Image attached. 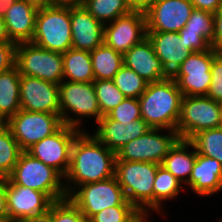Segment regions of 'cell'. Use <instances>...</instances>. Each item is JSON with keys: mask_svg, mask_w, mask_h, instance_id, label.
Instances as JSON below:
<instances>
[{"mask_svg": "<svg viewBox=\"0 0 222 222\" xmlns=\"http://www.w3.org/2000/svg\"><path fill=\"white\" fill-rule=\"evenodd\" d=\"M114 84L126 98H139L148 82L135 71L123 65L113 78Z\"/></svg>", "mask_w": 222, "mask_h": 222, "instance_id": "obj_33", "label": "cell"}, {"mask_svg": "<svg viewBox=\"0 0 222 222\" xmlns=\"http://www.w3.org/2000/svg\"><path fill=\"white\" fill-rule=\"evenodd\" d=\"M22 150L11 130L0 126V178H7L13 171Z\"/></svg>", "mask_w": 222, "mask_h": 222, "instance_id": "obj_30", "label": "cell"}, {"mask_svg": "<svg viewBox=\"0 0 222 222\" xmlns=\"http://www.w3.org/2000/svg\"><path fill=\"white\" fill-rule=\"evenodd\" d=\"M82 222H92L90 219H84Z\"/></svg>", "mask_w": 222, "mask_h": 222, "instance_id": "obj_54", "label": "cell"}, {"mask_svg": "<svg viewBox=\"0 0 222 222\" xmlns=\"http://www.w3.org/2000/svg\"><path fill=\"white\" fill-rule=\"evenodd\" d=\"M59 107L63 124L80 131H86L82 127L87 118L97 123L102 117L93 82L63 80L59 84Z\"/></svg>", "mask_w": 222, "mask_h": 222, "instance_id": "obj_5", "label": "cell"}, {"mask_svg": "<svg viewBox=\"0 0 222 222\" xmlns=\"http://www.w3.org/2000/svg\"><path fill=\"white\" fill-rule=\"evenodd\" d=\"M123 63L148 83L170 77L161 60L156 56L153 44L148 37H145L123 55Z\"/></svg>", "mask_w": 222, "mask_h": 222, "instance_id": "obj_21", "label": "cell"}, {"mask_svg": "<svg viewBox=\"0 0 222 222\" xmlns=\"http://www.w3.org/2000/svg\"><path fill=\"white\" fill-rule=\"evenodd\" d=\"M194 9L215 13L221 6L222 0H191Z\"/></svg>", "mask_w": 222, "mask_h": 222, "instance_id": "obj_42", "label": "cell"}, {"mask_svg": "<svg viewBox=\"0 0 222 222\" xmlns=\"http://www.w3.org/2000/svg\"><path fill=\"white\" fill-rule=\"evenodd\" d=\"M82 0H48V3L74 4L81 3Z\"/></svg>", "mask_w": 222, "mask_h": 222, "instance_id": "obj_47", "label": "cell"}, {"mask_svg": "<svg viewBox=\"0 0 222 222\" xmlns=\"http://www.w3.org/2000/svg\"><path fill=\"white\" fill-rule=\"evenodd\" d=\"M221 107L207 96H183L176 127L180 139L189 140L199 131L221 127Z\"/></svg>", "mask_w": 222, "mask_h": 222, "instance_id": "obj_9", "label": "cell"}, {"mask_svg": "<svg viewBox=\"0 0 222 222\" xmlns=\"http://www.w3.org/2000/svg\"><path fill=\"white\" fill-rule=\"evenodd\" d=\"M214 14V37L211 47L222 52V6Z\"/></svg>", "mask_w": 222, "mask_h": 222, "instance_id": "obj_41", "label": "cell"}, {"mask_svg": "<svg viewBox=\"0 0 222 222\" xmlns=\"http://www.w3.org/2000/svg\"><path fill=\"white\" fill-rule=\"evenodd\" d=\"M183 188L184 186L160 165L153 186V213L165 216V201H174L179 194L181 195L185 191Z\"/></svg>", "mask_w": 222, "mask_h": 222, "instance_id": "obj_27", "label": "cell"}, {"mask_svg": "<svg viewBox=\"0 0 222 222\" xmlns=\"http://www.w3.org/2000/svg\"><path fill=\"white\" fill-rule=\"evenodd\" d=\"M18 222H53L52 221V204L50 208L43 214L34 215L32 217L24 218Z\"/></svg>", "mask_w": 222, "mask_h": 222, "instance_id": "obj_45", "label": "cell"}, {"mask_svg": "<svg viewBox=\"0 0 222 222\" xmlns=\"http://www.w3.org/2000/svg\"><path fill=\"white\" fill-rule=\"evenodd\" d=\"M194 6L191 0H157L145 12L147 32H179Z\"/></svg>", "mask_w": 222, "mask_h": 222, "instance_id": "obj_16", "label": "cell"}, {"mask_svg": "<svg viewBox=\"0 0 222 222\" xmlns=\"http://www.w3.org/2000/svg\"><path fill=\"white\" fill-rule=\"evenodd\" d=\"M80 132L77 128L63 125L53 135L34 144L27 152L42 163L53 167L64 177L70 166L73 142Z\"/></svg>", "mask_w": 222, "mask_h": 222, "instance_id": "obj_13", "label": "cell"}, {"mask_svg": "<svg viewBox=\"0 0 222 222\" xmlns=\"http://www.w3.org/2000/svg\"><path fill=\"white\" fill-rule=\"evenodd\" d=\"M8 217L5 178H0V219Z\"/></svg>", "mask_w": 222, "mask_h": 222, "instance_id": "obj_44", "label": "cell"}, {"mask_svg": "<svg viewBox=\"0 0 222 222\" xmlns=\"http://www.w3.org/2000/svg\"><path fill=\"white\" fill-rule=\"evenodd\" d=\"M8 216L16 221L46 212L53 201L43 192L15 185L5 178Z\"/></svg>", "mask_w": 222, "mask_h": 222, "instance_id": "obj_18", "label": "cell"}, {"mask_svg": "<svg viewBox=\"0 0 222 222\" xmlns=\"http://www.w3.org/2000/svg\"><path fill=\"white\" fill-rule=\"evenodd\" d=\"M0 222H18V221H16L15 219L10 218L8 216V217L0 219Z\"/></svg>", "mask_w": 222, "mask_h": 222, "instance_id": "obj_49", "label": "cell"}, {"mask_svg": "<svg viewBox=\"0 0 222 222\" xmlns=\"http://www.w3.org/2000/svg\"><path fill=\"white\" fill-rule=\"evenodd\" d=\"M88 131H81L71 148L70 166L64 176L67 197L82 184L115 176L116 154Z\"/></svg>", "mask_w": 222, "mask_h": 222, "instance_id": "obj_1", "label": "cell"}, {"mask_svg": "<svg viewBox=\"0 0 222 222\" xmlns=\"http://www.w3.org/2000/svg\"><path fill=\"white\" fill-rule=\"evenodd\" d=\"M131 11L147 12L157 0H125Z\"/></svg>", "mask_w": 222, "mask_h": 222, "instance_id": "obj_43", "label": "cell"}, {"mask_svg": "<svg viewBox=\"0 0 222 222\" xmlns=\"http://www.w3.org/2000/svg\"><path fill=\"white\" fill-rule=\"evenodd\" d=\"M189 189L198 197H212L222 190V165L205 155H196L189 178Z\"/></svg>", "mask_w": 222, "mask_h": 222, "instance_id": "obj_22", "label": "cell"}, {"mask_svg": "<svg viewBox=\"0 0 222 222\" xmlns=\"http://www.w3.org/2000/svg\"><path fill=\"white\" fill-rule=\"evenodd\" d=\"M20 109L28 112H46L60 115L59 85L21 75Z\"/></svg>", "mask_w": 222, "mask_h": 222, "instance_id": "obj_17", "label": "cell"}, {"mask_svg": "<svg viewBox=\"0 0 222 222\" xmlns=\"http://www.w3.org/2000/svg\"><path fill=\"white\" fill-rule=\"evenodd\" d=\"M93 84L102 116L107 115L126 98L113 80H94Z\"/></svg>", "mask_w": 222, "mask_h": 222, "instance_id": "obj_32", "label": "cell"}, {"mask_svg": "<svg viewBox=\"0 0 222 222\" xmlns=\"http://www.w3.org/2000/svg\"><path fill=\"white\" fill-rule=\"evenodd\" d=\"M31 42L59 53L72 48L70 4L41 3Z\"/></svg>", "mask_w": 222, "mask_h": 222, "instance_id": "obj_3", "label": "cell"}, {"mask_svg": "<svg viewBox=\"0 0 222 222\" xmlns=\"http://www.w3.org/2000/svg\"><path fill=\"white\" fill-rule=\"evenodd\" d=\"M20 185L45 193L53 202L67 198L64 177L53 167L22 151L13 171L7 177Z\"/></svg>", "mask_w": 222, "mask_h": 222, "instance_id": "obj_6", "label": "cell"}, {"mask_svg": "<svg viewBox=\"0 0 222 222\" xmlns=\"http://www.w3.org/2000/svg\"><path fill=\"white\" fill-rule=\"evenodd\" d=\"M211 84L207 92V97L215 102H222V52H218L212 61Z\"/></svg>", "mask_w": 222, "mask_h": 222, "instance_id": "obj_38", "label": "cell"}, {"mask_svg": "<svg viewBox=\"0 0 222 222\" xmlns=\"http://www.w3.org/2000/svg\"><path fill=\"white\" fill-rule=\"evenodd\" d=\"M8 1H13V0H0V5H1L2 3L8 2Z\"/></svg>", "mask_w": 222, "mask_h": 222, "instance_id": "obj_52", "label": "cell"}, {"mask_svg": "<svg viewBox=\"0 0 222 222\" xmlns=\"http://www.w3.org/2000/svg\"><path fill=\"white\" fill-rule=\"evenodd\" d=\"M118 122H131L141 118L139 99L125 98L119 105L107 114Z\"/></svg>", "mask_w": 222, "mask_h": 222, "instance_id": "obj_37", "label": "cell"}, {"mask_svg": "<svg viewBox=\"0 0 222 222\" xmlns=\"http://www.w3.org/2000/svg\"><path fill=\"white\" fill-rule=\"evenodd\" d=\"M16 46L12 41L0 42V73L15 66Z\"/></svg>", "mask_w": 222, "mask_h": 222, "instance_id": "obj_39", "label": "cell"}, {"mask_svg": "<svg viewBox=\"0 0 222 222\" xmlns=\"http://www.w3.org/2000/svg\"><path fill=\"white\" fill-rule=\"evenodd\" d=\"M5 125L11 130L22 151H27L40 140L53 135L64 124L60 115L19 110Z\"/></svg>", "mask_w": 222, "mask_h": 222, "instance_id": "obj_10", "label": "cell"}, {"mask_svg": "<svg viewBox=\"0 0 222 222\" xmlns=\"http://www.w3.org/2000/svg\"><path fill=\"white\" fill-rule=\"evenodd\" d=\"M42 3H48V0H39Z\"/></svg>", "mask_w": 222, "mask_h": 222, "instance_id": "obj_55", "label": "cell"}, {"mask_svg": "<svg viewBox=\"0 0 222 222\" xmlns=\"http://www.w3.org/2000/svg\"><path fill=\"white\" fill-rule=\"evenodd\" d=\"M84 215H93L114 206H133L115 176L104 181L82 184L67 197Z\"/></svg>", "mask_w": 222, "mask_h": 222, "instance_id": "obj_7", "label": "cell"}, {"mask_svg": "<svg viewBox=\"0 0 222 222\" xmlns=\"http://www.w3.org/2000/svg\"><path fill=\"white\" fill-rule=\"evenodd\" d=\"M84 219L81 211L68 198L52 203L53 222H82Z\"/></svg>", "mask_w": 222, "mask_h": 222, "instance_id": "obj_36", "label": "cell"}, {"mask_svg": "<svg viewBox=\"0 0 222 222\" xmlns=\"http://www.w3.org/2000/svg\"><path fill=\"white\" fill-rule=\"evenodd\" d=\"M72 48L91 52L104 43V24L81 3L70 4Z\"/></svg>", "mask_w": 222, "mask_h": 222, "instance_id": "obj_20", "label": "cell"}, {"mask_svg": "<svg viewBox=\"0 0 222 222\" xmlns=\"http://www.w3.org/2000/svg\"><path fill=\"white\" fill-rule=\"evenodd\" d=\"M220 107H221V113H220V115H221V126H222V102L220 103Z\"/></svg>", "mask_w": 222, "mask_h": 222, "instance_id": "obj_51", "label": "cell"}, {"mask_svg": "<svg viewBox=\"0 0 222 222\" xmlns=\"http://www.w3.org/2000/svg\"><path fill=\"white\" fill-rule=\"evenodd\" d=\"M147 37L153 44L156 56L170 76L192 53L178 32H147Z\"/></svg>", "mask_w": 222, "mask_h": 222, "instance_id": "obj_23", "label": "cell"}, {"mask_svg": "<svg viewBox=\"0 0 222 222\" xmlns=\"http://www.w3.org/2000/svg\"><path fill=\"white\" fill-rule=\"evenodd\" d=\"M10 41L6 32L4 19L0 11V42Z\"/></svg>", "mask_w": 222, "mask_h": 222, "instance_id": "obj_46", "label": "cell"}, {"mask_svg": "<svg viewBox=\"0 0 222 222\" xmlns=\"http://www.w3.org/2000/svg\"><path fill=\"white\" fill-rule=\"evenodd\" d=\"M178 33L192 52L207 51L211 48V45L199 33L186 32L184 27Z\"/></svg>", "mask_w": 222, "mask_h": 222, "instance_id": "obj_40", "label": "cell"}, {"mask_svg": "<svg viewBox=\"0 0 222 222\" xmlns=\"http://www.w3.org/2000/svg\"><path fill=\"white\" fill-rule=\"evenodd\" d=\"M159 166L151 162L116 160L117 182L139 212L153 213V186Z\"/></svg>", "mask_w": 222, "mask_h": 222, "instance_id": "obj_4", "label": "cell"}, {"mask_svg": "<svg viewBox=\"0 0 222 222\" xmlns=\"http://www.w3.org/2000/svg\"><path fill=\"white\" fill-rule=\"evenodd\" d=\"M140 212L134 206H114L93 215L92 222H130Z\"/></svg>", "mask_w": 222, "mask_h": 222, "instance_id": "obj_35", "label": "cell"}, {"mask_svg": "<svg viewBox=\"0 0 222 222\" xmlns=\"http://www.w3.org/2000/svg\"><path fill=\"white\" fill-rule=\"evenodd\" d=\"M93 135L115 154L130 141L144 135L151 127L142 119L118 122L108 115L102 116L95 125Z\"/></svg>", "mask_w": 222, "mask_h": 222, "instance_id": "obj_19", "label": "cell"}, {"mask_svg": "<svg viewBox=\"0 0 222 222\" xmlns=\"http://www.w3.org/2000/svg\"><path fill=\"white\" fill-rule=\"evenodd\" d=\"M19 73L59 85L63 81L62 53L46 50L32 42L18 43L16 61Z\"/></svg>", "mask_w": 222, "mask_h": 222, "instance_id": "obj_8", "label": "cell"}, {"mask_svg": "<svg viewBox=\"0 0 222 222\" xmlns=\"http://www.w3.org/2000/svg\"><path fill=\"white\" fill-rule=\"evenodd\" d=\"M81 4L104 25L131 11L125 0H82Z\"/></svg>", "mask_w": 222, "mask_h": 222, "instance_id": "obj_29", "label": "cell"}, {"mask_svg": "<svg viewBox=\"0 0 222 222\" xmlns=\"http://www.w3.org/2000/svg\"><path fill=\"white\" fill-rule=\"evenodd\" d=\"M41 3L39 0H13L0 5L10 41L16 44L31 42Z\"/></svg>", "mask_w": 222, "mask_h": 222, "instance_id": "obj_14", "label": "cell"}, {"mask_svg": "<svg viewBox=\"0 0 222 222\" xmlns=\"http://www.w3.org/2000/svg\"><path fill=\"white\" fill-rule=\"evenodd\" d=\"M151 214H152V212H141V222L153 221L152 219H149V217L153 216Z\"/></svg>", "mask_w": 222, "mask_h": 222, "instance_id": "obj_48", "label": "cell"}, {"mask_svg": "<svg viewBox=\"0 0 222 222\" xmlns=\"http://www.w3.org/2000/svg\"><path fill=\"white\" fill-rule=\"evenodd\" d=\"M190 149V150H189ZM196 151L189 140L179 139L163 159L161 166L189 189V178L196 160Z\"/></svg>", "mask_w": 222, "mask_h": 222, "instance_id": "obj_24", "label": "cell"}, {"mask_svg": "<svg viewBox=\"0 0 222 222\" xmlns=\"http://www.w3.org/2000/svg\"><path fill=\"white\" fill-rule=\"evenodd\" d=\"M183 95L170 76L148 83L139 99L141 118L151 128L176 131L181 113Z\"/></svg>", "mask_w": 222, "mask_h": 222, "instance_id": "obj_2", "label": "cell"}, {"mask_svg": "<svg viewBox=\"0 0 222 222\" xmlns=\"http://www.w3.org/2000/svg\"><path fill=\"white\" fill-rule=\"evenodd\" d=\"M62 56L63 80L81 83L95 80L90 52L70 48Z\"/></svg>", "mask_w": 222, "mask_h": 222, "instance_id": "obj_26", "label": "cell"}, {"mask_svg": "<svg viewBox=\"0 0 222 222\" xmlns=\"http://www.w3.org/2000/svg\"><path fill=\"white\" fill-rule=\"evenodd\" d=\"M212 47L207 51L192 52L171 76L183 96H206L211 84Z\"/></svg>", "mask_w": 222, "mask_h": 222, "instance_id": "obj_12", "label": "cell"}, {"mask_svg": "<svg viewBox=\"0 0 222 222\" xmlns=\"http://www.w3.org/2000/svg\"><path fill=\"white\" fill-rule=\"evenodd\" d=\"M130 222H141V212Z\"/></svg>", "mask_w": 222, "mask_h": 222, "instance_id": "obj_50", "label": "cell"}, {"mask_svg": "<svg viewBox=\"0 0 222 222\" xmlns=\"http://www.w3.org/2000/svg\"><path fill=\"white\" fill-rule=\"evenodd\" d=\"M20 80L16 65L0 73V118L4 122L20 110Z\"/></svg>", "mask_w": 222, "mask_h": 222, "instance_id": "obj_25", "label": "cell"}, {"mask_svg": "<svg viewBox=\"0 0 222 222\" xmlns=\"http://www.w3.org/2000/svg\"><path fill=\"white\" fill-rule=\"evenodd\" d=\"M147 37L145 13L130 11L104 25V43L125 54Z\"/></svg>", "mask_w": 222, "mask_h": 222, "instance_id": "obj_15", "label": "cell"}, {"mask_svg": "<svg viewBox=\"0 0 222 222\" xmlns=\"http://www.w3.org/2000/svg\"><path fill=\"white\" fill-rule=\"evenodd\" d=\"M184 28L186 32L199 33L211 45L214 37V14L194 9Z\"/></svg>", "mask_w": 222, "mask_h": 222, "instance_id": "obj_34", "label": "cell"}, {"mask_svg": "<svg viewBox=\"0 0 222 222\" xmlns=\"http://www.w3.org/2000/svg\"><path fill=\"white\" fill-rule=\"evenodd\" d=\"M189 141L196 153L215 158L222 165V126L199 131Z\"/></svg>", "mask_w": 222, "mask_h": 222, "instance_id": "obj_31", "label": "cell"}, {"mask_svg": "<svg viewBox=\"0 0 222 222\" xmlns=\"http://www.w3.org/2000/svg\"><path fill=\"white\" fill-rule=\"evenodd\" d=\"M179 139L177 131L150 128L141 137L125 144L116 153V160L151 162L161 165L163 159Z\"/></svg>", "mask_w": 222, "mask_h": 222, "instance_id": "obj_11", "label": "cell"}, {"mask_svg": "<svg viewBox=\"0 0 222 222\" xmlns=\"http://www.w3.org/2000/svg\"><path fill=\"white\" fill-rule=\"evenodd\" d=\"M5 122L0 118V126L4 125Z\"/></svg>", "mask_w": 222, "mask_h": 222, "instance_id": "obj_53", "label": "cell"}, {"mask_svg": "<svg viewBox=\"0 0 222 222\" xmlns=\"http://www.w3.org/2000/svg\"><path fill=\"white\" fill-rule=\"evenodd\" d=\"M95 80H113L124 65L123 54L116 52L105 43L90 52Z\"/></svg>", "mask_w": 222, "mask_h": 222, "instance_id": "obj_28", "label": "cell"}]
</instances>
